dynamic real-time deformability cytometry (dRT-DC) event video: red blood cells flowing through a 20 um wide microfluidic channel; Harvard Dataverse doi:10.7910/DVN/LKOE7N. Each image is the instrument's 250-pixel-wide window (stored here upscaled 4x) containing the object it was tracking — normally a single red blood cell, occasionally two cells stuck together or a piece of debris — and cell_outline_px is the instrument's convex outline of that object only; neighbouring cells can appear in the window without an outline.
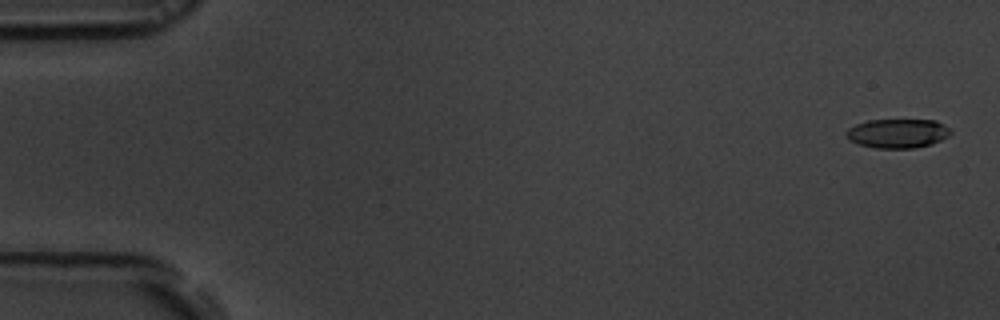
{"species": "common noctule bat (a hibernating species)", "species_latin": "Nyctalus noctula", "temperature_condition": "room temperature", "stored_images_in_passage": 15, "camera_frame_rate_fps": 3000, "um_per_image_px": 0.085, "animal": {"sex": "male", "body_mass_g": 19.5, "forearm_length_mm": 54.6}, "frame": {"image": 1, "passage_image": 2, "time_ms": 0.333, "image_size_px": [1000, 320], "cell_outline_px": [[952, 132], [948, 136], [932, 144], [916, 148], [876, 148], [860, 144], [848, 140], [844, 136], [844, 132], [848, 128], [856, 124], [868, 120], [936, 120], [944, 124]], "centroid_in_image_um": [76.27, 11.34], "position_along_channel_um": 8.7, "area_um2": 17.86}}